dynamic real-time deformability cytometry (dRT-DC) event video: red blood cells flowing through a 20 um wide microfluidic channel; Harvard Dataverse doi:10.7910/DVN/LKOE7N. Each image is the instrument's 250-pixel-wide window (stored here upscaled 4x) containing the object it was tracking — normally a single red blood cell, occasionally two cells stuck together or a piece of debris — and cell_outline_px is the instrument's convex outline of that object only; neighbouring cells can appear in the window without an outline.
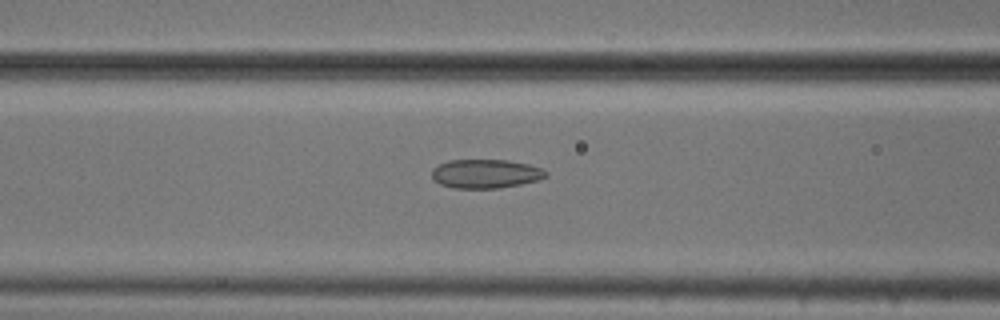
{"species": "common noctule bat (a hibernating species)", "species_latin": "Nyctalus noctula", "temperature_condition": "cold", "stored_images_in_passage": 34, "camera_frame_rate_fps": 3000, "um_per_image_px": 0.085, "animal": {"sex": "male", "body_mass_g": 20.5, "forearm_length_mm": 52.5}, "frame": {"image": 1, "passage_image": 8, "time_ms": 2.333, "image_size_px": [1000, 320], "cell_outline_px": [[548, 176], [540, 180], [500, 188], [452, 188], [440, 184], [432, 180], [432, 168], [448, 160], [508, 160], [528, 164], [540, 168], [548, 172]], "centroid_in_image_um": [41.27, 14.77], "position_along_channel_um": 125.3, "area_um2": 19.36}}
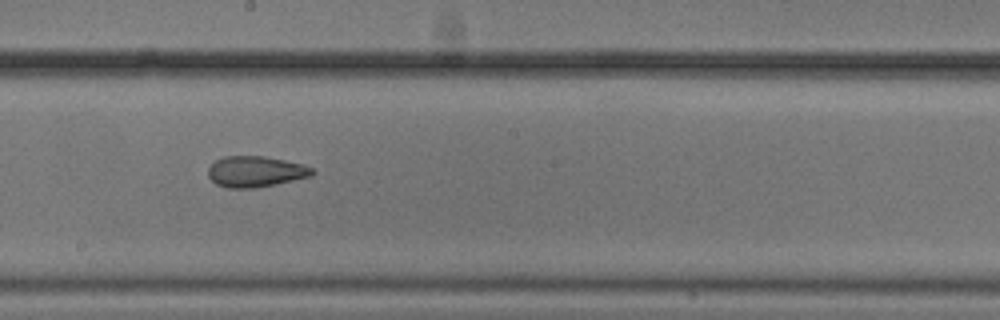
{"frame": {"image": 2, "passage_image": 16, "time_ms": 5.0, "image_size_px": [1000, 320], "cell_outline_px": [[316, 172], [308, 176], [292, 180], [256, 188], [228, 188], [216, 184], [208, 176], [208, 168], [216, 160], [224, 156], [264, 156], [284, 160], [300, 164], [312, 168]], "centroid_in_image_um": [21.67, 14.58], "position_along_channel_um": 226.5, "area_um2": 18.5}}
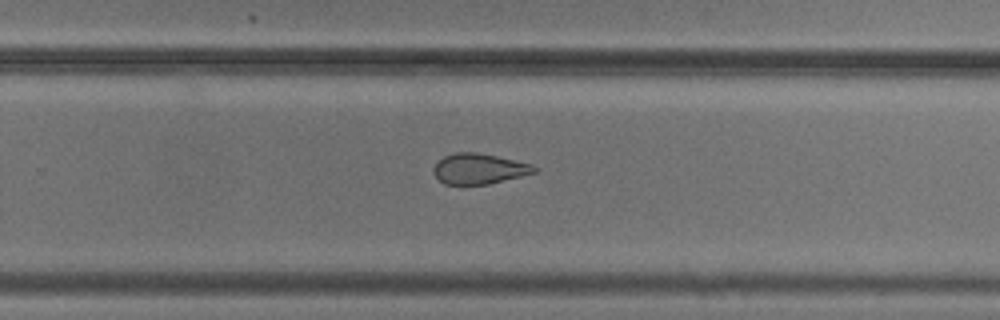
{"frame": {"image": 3, "passage_image": 21, "time_ms": 6.667, "image_size_px": [1000, 320], "cell_outline_px": [[536, 172], [488, 184], [444, 184], [432, 172], [432, 168], [444, 156], [456, 152], [472, 152], [496, 156], [532, 164], [536, 168]], "centroid_in_image_um": [40.69, 14.34], "position_along_channel_um": 289.1, "area_um2": 17.57}, "authors_computed_cell_mechanics": {"area_um2": 19.3919, "velocity_mm_per_s": 3.7858, "shape_relaxation_time_tau1_ms": null, "shape_relaxation_time_tau2_ms": 2.8648, "deformation_change_tau1": null, "deformation_change_tau2": 0.1003}}